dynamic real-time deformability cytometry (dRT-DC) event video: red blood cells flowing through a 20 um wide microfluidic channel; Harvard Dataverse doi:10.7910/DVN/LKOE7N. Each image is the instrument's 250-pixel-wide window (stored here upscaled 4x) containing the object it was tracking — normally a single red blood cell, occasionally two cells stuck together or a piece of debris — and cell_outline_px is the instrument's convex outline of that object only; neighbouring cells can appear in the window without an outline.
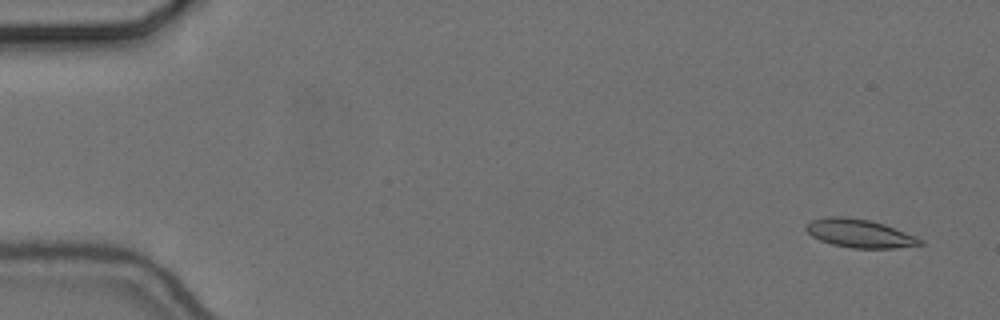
{"species": "common noctule bat (a hibernating species)", "species_latin": "Nyctalus noctula", "temperature_condition": "cold", "stored_images_in_passage": 54, "camera_frame_rate_fps": 3000, "um_per_image_px": 0.085, "animal": {"sex": "female", "body_mass_g": 24.6, "forearm_length_mm": 56.2}, "frame": {"image": 1, "passage_image": 1, "time_ms": 0.0, "image_size_px": [1000, 320], "cell_outline_px": [[924, 244], [896, 248], [852, 248], [832, 244], [820, 240], [812, 236], [804, 228], [804, 224], [812, 220], [828, 216], [844, 216], [868, 220], [884, 224], [916, 236], [924, 240]], "centroid_in_image_um": [73.06, 19.83], "position_along_channel_um": 11.9, "area_um2": 18.9}}
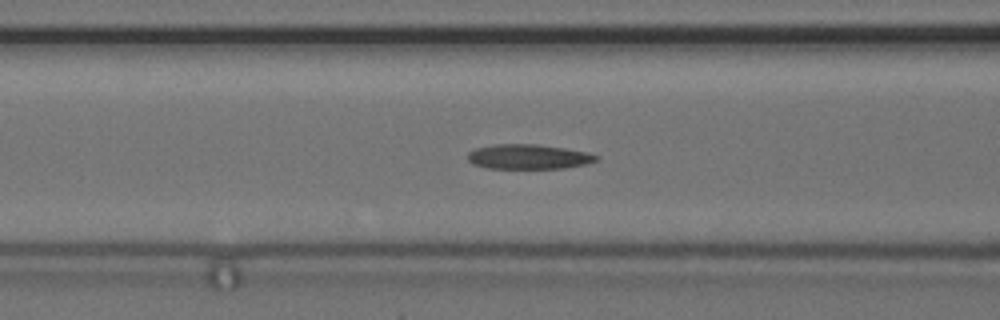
{"frame": {"image": 2, "passage_image": 21, "time_ms": 6.667, "image_size_px": [1000, 320], "cell_outline_px": [[600, 160], [588, 164], [564, 168], [488, 168], [472, 164], [468, 160], [468, 152], [476, 148], [496, 144], [536, 144], [564, 148], [588, 152], [600, 156]], "centroid_in_image_um": [44.97, 13.32], "position_along_channel_um": 121.6, "area_um2": 18.67}}
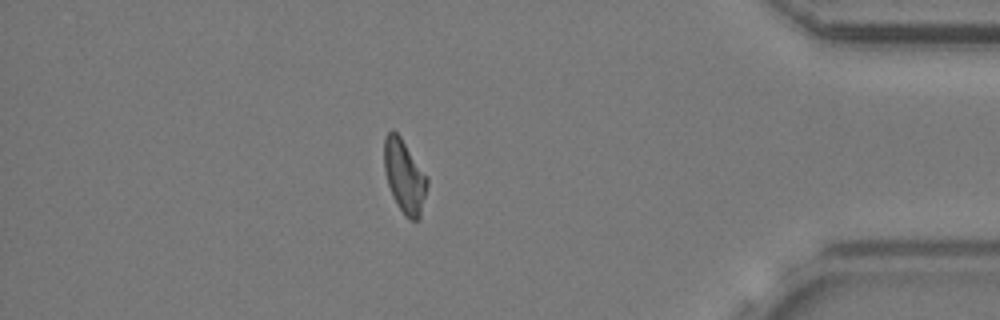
{"frame": {"image": 3, "passage_image": 47, "time_ms": 15.333, "image_size_px": [1000, 320], "cell_outline_px": [[428, 184], [420, 216], [416, 220], [408, 220], [404, 216], [392, 196], [388, 184], [384, 168], [384, 136], [392, 128], [400, 136], [428, 176]], "centroid_in_image_um": [34.37, 14.98], "position_along_channel_um": 400.8, "area_um2": 18.5}, "authors_computed_cell_mechanics": {"area_um2": 18.5249, "velocity_mm_per_s": 3.6613, "shape_relaxation_time_tau1_ms": null, "shape_relaxation_time_tau2_ms": 7.4836, "deformation_change_tau1": null, "deformation_change_tau2": 0.1345}}